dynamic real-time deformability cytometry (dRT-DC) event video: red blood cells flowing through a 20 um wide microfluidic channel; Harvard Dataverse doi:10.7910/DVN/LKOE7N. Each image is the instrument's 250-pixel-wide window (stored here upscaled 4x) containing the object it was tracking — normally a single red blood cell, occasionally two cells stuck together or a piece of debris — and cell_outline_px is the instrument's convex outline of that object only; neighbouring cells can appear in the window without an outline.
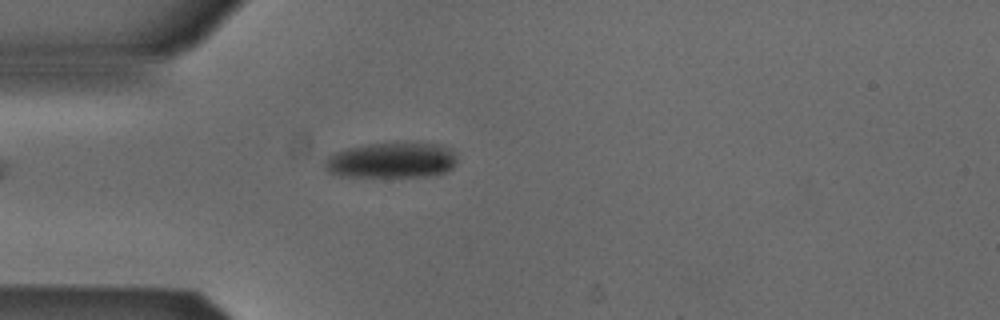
{"species": "Egyptian fruit bat (a non-hibernating species)", "species_latin": "Rousettus aegyptiacus", "temperature_condition": "cold", "stored_images_in_passage": 39, "camera_frame_rate_fps": 3000, "um_per_image_px": 0.085, "animal": {"sex": "male"}, "frame": {"image": 1, "passage_image": 1, "time_ms": 0.0, "image_size_px": [1000, 320], "cell_outline_px": [[456, 160], [452, 168], [444, 172], [428, 176], [344, 176], [328, 172], [324, 168], [324, 160], [332, 152], [348, 148], [368, 144], [396, 140], [404, 140], [440, 144], [452, 148]], "centroid_in_image_um": [33.29, 13.57], "position_along_channel_um": 51.7, "area_um2": 28.21}}
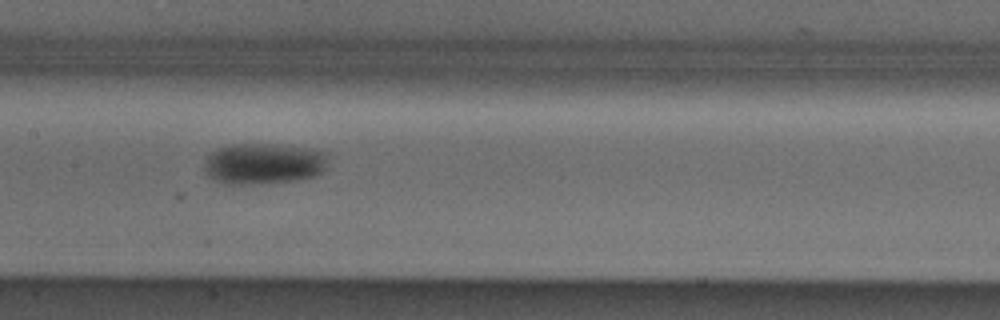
{"frame": {"image": 2, "passage_image": 12, "time_ms": 3.667, "image_size_px": [1000, 320], "cell_outline_px": [[328, 156], [324, 172], [316, 176], [300, 180], [268, 184], [228, 184], [212, 180], [204, 172], [204, 164], [208, 156], [212, 152], [220, 148], [232, 144], [272, 144], [304, 148], [324, 152]], "centroid_in_image_um": [22.41, 13.94], "position_along_channel_um": 185.0, "area_um2": 29.94}}
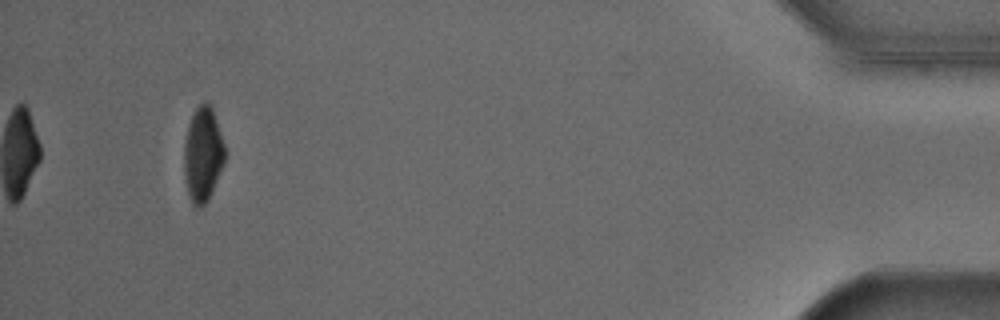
{"frame": {"image": 3, "passage_image": 36, "time_ms": 11.667, "image_size_px": [1000, 320], "cell_outline_px": [[224, 160], [208, 200], [200, 208], [196, 208], [192, 204], [188, 196], [184, 176], [184, 144], [188, 124], [196, 108], [204, 100], [208, 100], [212, 104], [224, 144]], "centroid_in_image_um": [17.22, 13.09], "position_along_channel_um": 418.0, "area_um2": 22.54}, "authors_computed_cell_mechanics": {"area_um2": 27.8018, "velocity_mm_per_s": 3.8776, "shape_relaxation_time_tau1_ms": 4.6381, "shape_relaxation_time_tau2_ms": null, "deformation_change_tau1": 0.1104, "deformation_change_tau2": null}}